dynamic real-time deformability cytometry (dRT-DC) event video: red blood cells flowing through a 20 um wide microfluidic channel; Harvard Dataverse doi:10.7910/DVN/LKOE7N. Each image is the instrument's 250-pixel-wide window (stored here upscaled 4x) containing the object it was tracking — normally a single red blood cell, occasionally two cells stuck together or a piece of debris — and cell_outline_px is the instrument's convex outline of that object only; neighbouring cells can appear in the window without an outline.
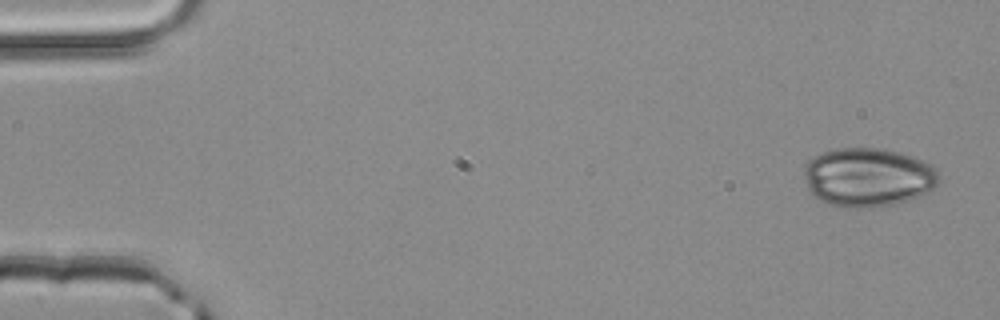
{"species": "common noctule bat (a hibernating species)", "species_latin": "Nyctalus noctula", "temperature_condition": "room temperature", "stored_images_in_passage": 4, "segment_of_instrument_passage": [2, 2], "camera_frame_rate_fps": 3000, "um_per_image_px": 0.085, "animal": {"sex": "male", "body_mass_g": 20.4}, "frame": {"image": 1, "passage_image": 4, "time_ms": 1.0, "image_size_px": [1000, 320], "cell_outline_px": [[940, 180], [932, 188], [920, 196], [896, 204], [872, 208], [844, 208], [820, 200], [808, 188], [804, 176], [804, 168], [812, 156], [836, 148], [880, 148], [900, 152], [924, 160], [936, 168], [940, 176]], "centroid_in_image_um": [73.8, 15.06], "position_along_channel_um": 11.2, "area_um2": 46.53}}